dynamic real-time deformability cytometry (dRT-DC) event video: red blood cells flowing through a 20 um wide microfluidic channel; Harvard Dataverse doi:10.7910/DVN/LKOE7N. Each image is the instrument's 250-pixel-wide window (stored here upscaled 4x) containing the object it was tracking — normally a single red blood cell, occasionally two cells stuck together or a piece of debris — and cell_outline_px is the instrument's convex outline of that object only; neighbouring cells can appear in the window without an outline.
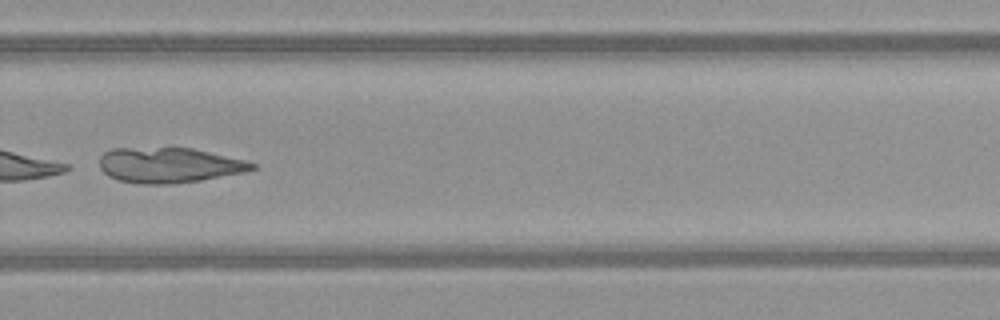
{"species": "common noctule bat (a hibernating species)", "species_latin": "Nyctalus noctula", "temperature_condition": "warm", "stored_images_in_passage": 49, "camera_frame_rate_fps": 3000, "um_per_image_px": 0.085, "animal": {"sex": "female", "body_mass_g": 21.9}, "frame": {"image": 1, "passage_image": 35, "time_ms": 11.333, "image_size_px": [1000, 320], "cell_outline_px": [[256, 168], [248, 172], [200, 180], [172, 184], [140, 184], [120, 180], [108, 176], [100, 168], [100, 156], [104, 152], [112, 148], [192, 148], [248, 160], [256, 164]], "centroid_in_image_um": [14.41, 14.04], "position_along_channel_um": 315.4, "area_um2": 31.56}}